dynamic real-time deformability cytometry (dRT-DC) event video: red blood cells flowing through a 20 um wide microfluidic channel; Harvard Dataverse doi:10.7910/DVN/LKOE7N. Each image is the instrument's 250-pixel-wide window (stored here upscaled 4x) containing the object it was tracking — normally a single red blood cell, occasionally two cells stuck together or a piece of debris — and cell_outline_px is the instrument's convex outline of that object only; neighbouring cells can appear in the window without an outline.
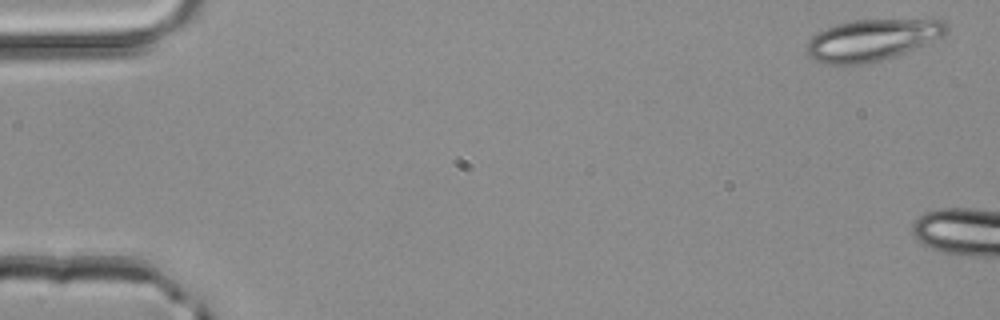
{"species": "common noctule bat (a hibernating species)", "species_latin": "Nyctalus noctula", "temperature_condition": "room temperature", "stored_images_in_passage": 7, "camera_frame_rate_fps": 3000, "um_per_image_px": 0.085, "animal": {"sex": "male", "body_mass_g": 20.4}, "frame": {"image": 1, "passage_image": 1, "time_ms": 0.0, "image_size_px": [1000, 320], "cell_outline_px": [[948, 32], [924, 44], [904, 52], [880, 60], [864, 64], [824, 64], [808, 56], [808, 40], [812, 36], [836, 24], [852, 20], [944, 20], [948, 24]], "centroid_in_image_um": [74.1, 3.39], "position_along_channel_um": 10.9, "area_um2": 33.06}}